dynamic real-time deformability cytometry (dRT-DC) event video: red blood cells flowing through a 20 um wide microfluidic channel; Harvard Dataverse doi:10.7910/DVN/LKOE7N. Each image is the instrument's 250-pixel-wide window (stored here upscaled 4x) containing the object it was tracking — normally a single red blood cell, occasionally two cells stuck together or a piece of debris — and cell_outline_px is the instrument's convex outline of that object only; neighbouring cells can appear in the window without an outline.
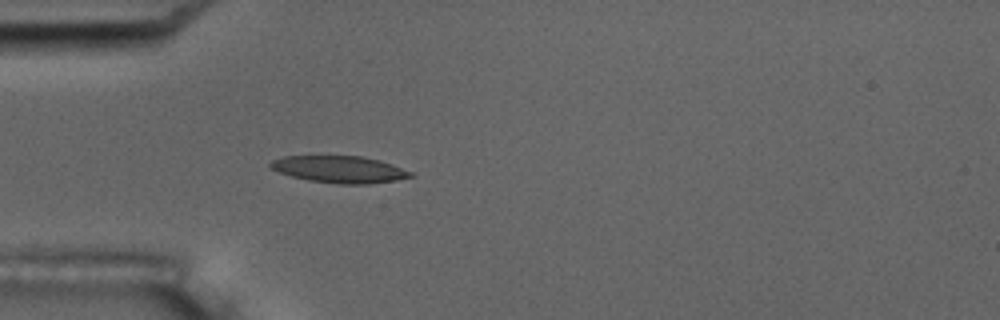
{"species": "common noctule bat (a hibernating species)", "species_latin": "Nyctalus noctula", "temperature_condition": "room temperature", "stored_images_in_passage": 4, "camera_frame_rate_fps": 3000, "um_per_image_px": 0.085, "animal": {"sex": "male", "body_mass_g": 17.5, "forearm_length_mm": 52.3}, "frame": {"image": 1, "passage_image": 4, "time_ms": 4.0, "image_size_px": [1000, 320], "cell_outline_px": [[416, 176], [396, 180], [368, 184], [340, 184], [308, 180], [292, 176], [280, 172], [272, 168], [268, 164], [272, 160], [284, 156], [360, 156], [380, 160], [392, 164], [412, 172]], "centroid_in_image_um": [28.89, 14.39], "position_along_channel_um": 56.1, "area_um2": 21.91}}